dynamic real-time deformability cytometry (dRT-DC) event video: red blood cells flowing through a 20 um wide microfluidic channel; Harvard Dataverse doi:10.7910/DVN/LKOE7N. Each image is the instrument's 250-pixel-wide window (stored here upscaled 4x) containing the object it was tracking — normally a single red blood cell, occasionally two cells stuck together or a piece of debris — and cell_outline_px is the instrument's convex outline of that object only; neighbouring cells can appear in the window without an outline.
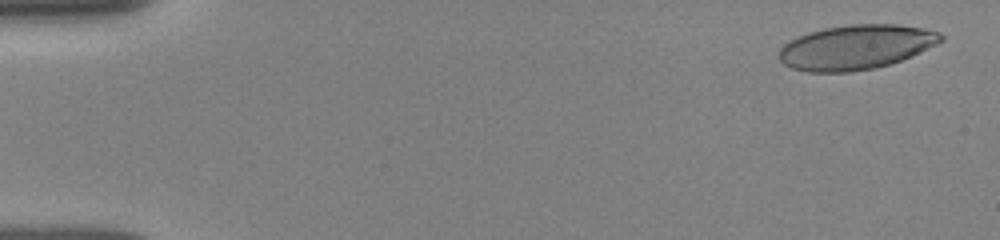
{"species": "human", "species_latin": "Homo sapiens", "temperature_condition": "room temperature", "stored_images_in_passage": 51, "camera_frame_rate_fps": 3000, "um_per_image_px": 0.085, "donor": {"sex": "female"}, "frame": {"image": 1, "passage_image": 2, "time_ms": 0.333, "image_size_px": [1000, 240], "cell_outline_px": [[944, 40], [936, 44], [900, 60], [888, 64], [872, 68], [848, 72], [808, 72], [792, 68], [784, 64], [780, 60], [780, 48], [784, 44], [796, 36], [808, 32], [824, 28], [852, 24], [896, 24], [924, 28], [940, 32], [944, 36]], "centroid_in_image_um": [72.74, 3.99], "position_along_channel_um": 12.3, "area_um2": 41.79}}
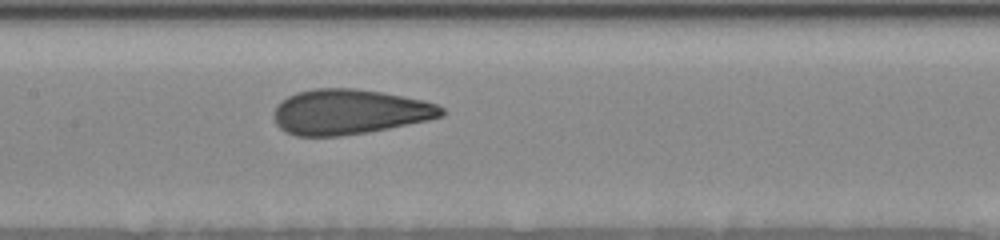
{"frame": {"image": 2, "passage_image": 25, "time_ms": 8.0, "image_size_px": [1000, 240], "cell_outline_px": [[444, 116], [428, 120], [368, 132], [340, 136], [296, 136], [284, 132], [276, 124], [276, 108], [288, 96], [296, 92], [312, 88], [356, 88], [380, 92], [424, 100], [436, 104], [444, 108]], "centroid_in_image_um": [29.72, 9.51], "position_along_channel_um": 177.7, "area_um2": 43.87}}
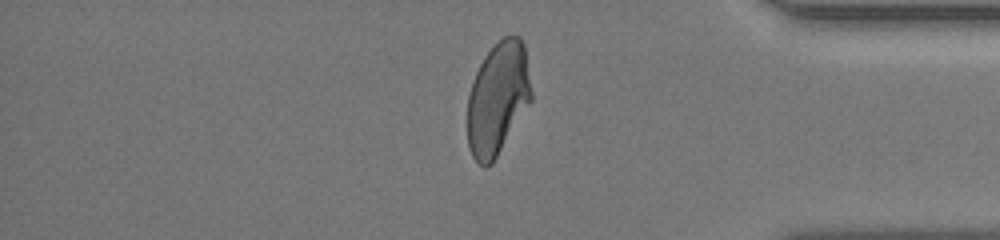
{"frame": {"image": 3, "passage_image": 43, "time_ms": 14.0, "image_size_px": [1000, 240], "cell_outline_px": [[532, 100], [492, 164], [484, 168], [472, 156], [468, 148], [468, 96], [476, 72], [484, 56], [504, 36], [520, 36], [524, 44], [532, 92]], "centroid_in_image_um": [42.32, 8.39], "position_along_channel_um": 392.9, "area_um2": 41.73}, "authors_computed_cell_mechanics": {"area_um2": 43.35, "velocity_mm_per_s": 3.9025, "shape_relaxation_time_tau1_ms": 5.1098, "shape_relaxation_time_tau2_ms": 0.8934, "deformation_change_tau1": 0.1891, "deformation_change_tau2": 0.0734}}